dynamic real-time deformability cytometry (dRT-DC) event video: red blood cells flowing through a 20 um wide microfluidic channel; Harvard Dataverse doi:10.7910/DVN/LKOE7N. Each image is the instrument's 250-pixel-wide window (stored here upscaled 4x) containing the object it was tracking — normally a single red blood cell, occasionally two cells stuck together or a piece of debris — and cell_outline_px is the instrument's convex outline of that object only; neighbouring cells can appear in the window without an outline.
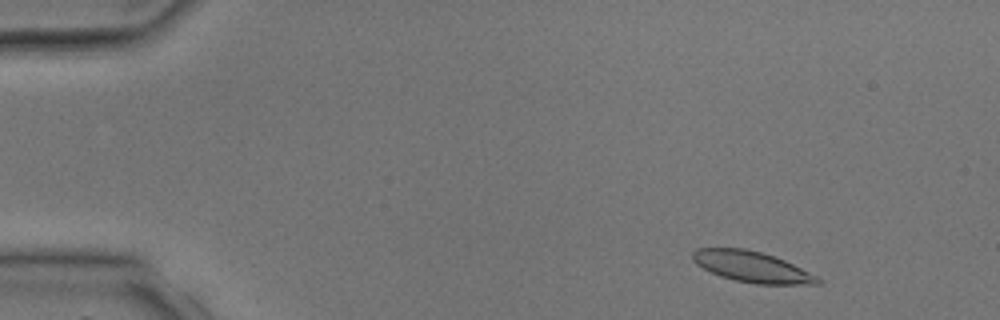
{"species": "common noctule bat (a hibernating species)", "species_latin": "Nyctalus noctula", "temperature_condition": "room temperature", "stored_images_in_passage": 2, "camera_frame_rate_fps": 3000, "um_per_image_px": 0.085, "animal": {"sex": "male", "body_mass_g": 17.9, "forearm_length_mm": 54.2}, "frame": {"image": 1, "passage_image": 1, "time_ms": 0.0, "image_size_px": [1000, 320], "cell_outline_px": [[820, 284], [756, 284], [736, 280], [720, 276], [696, 264], [692, 260], [692, 252], [696, 248], [744, 248], [760, 252], [784, 260], [820, 276]], "centroid_in_image_um": [63.92, 22.68], "position_along_channel_um": 21.1, "area_um2": 22.37}}
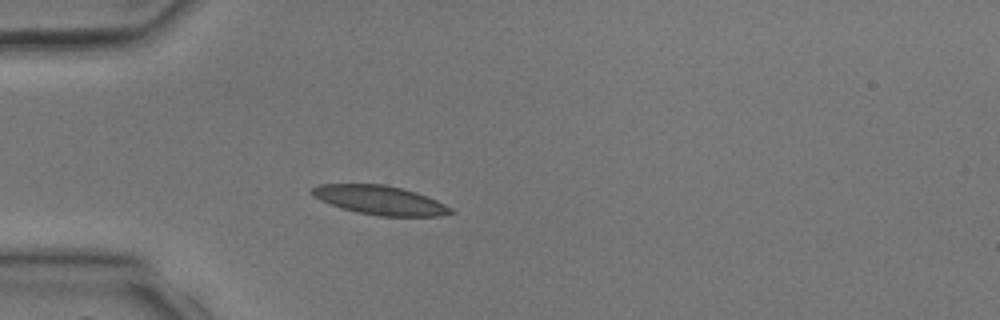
{"frame": {"image": 2, "passage_image": 2, "time_ms": 2.333, "image_size_px": [1000, 320], "cell_outline_px": [[456, 212], [440, 216], [380, 216], [360, 212], [344, 208], [320, 200], [312, 196], [308, 192], [312, 188], [320, 184], [384, 184], [416, 192], [428, 196], [452, 208]], "centroid_in_image_um": [32.31, 17.01], "position_along_channel_um": 52.7, "area_um2": 23.29}}